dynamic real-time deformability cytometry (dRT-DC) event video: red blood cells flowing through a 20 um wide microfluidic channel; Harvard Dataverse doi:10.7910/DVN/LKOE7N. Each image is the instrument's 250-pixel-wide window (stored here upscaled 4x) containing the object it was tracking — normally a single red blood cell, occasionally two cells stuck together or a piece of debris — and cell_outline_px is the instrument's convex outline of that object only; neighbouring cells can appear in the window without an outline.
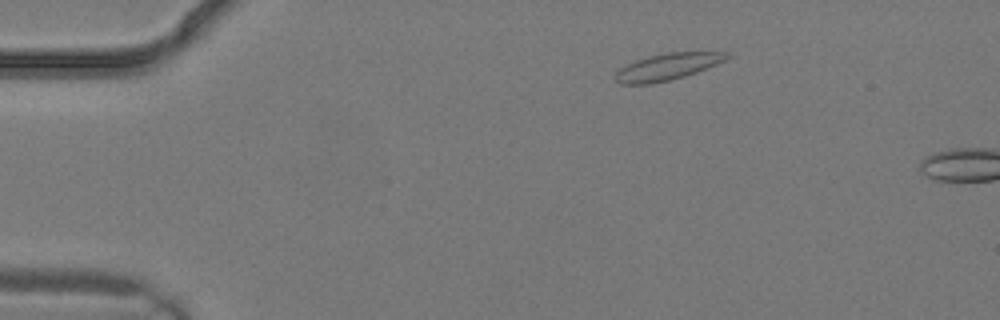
{"species": "common noctule bat (a hibernating species)", "species_latin": "Nyctalus noctula", "temperature_condition": "warm", "stored_images_in_passage": 2, "camera_frame_rate_fps": 3000, "um_per_image_px": 0.085, "animal": {"sex": "male", "body_mass_g": 19.2, "forearm_length_mm": 51.8}, "frame": {"image": 1, "passage_image": 1, "time_ms": 0.0, "image_size_px": [1000, 320], "cell_outline_px": [[732, 56], [716, 64], [696, 72], [684, 76], [668, 80], [648, 84], [620, 84], [616, 80], [616, 72], [620, 68], [636, 60], [648, 56], [668, 52], [728, 52]], "centroid_in_image_um": [56.73, 5.66], "position_along_channel_um": 28.3, "area_um2": 17.05}}